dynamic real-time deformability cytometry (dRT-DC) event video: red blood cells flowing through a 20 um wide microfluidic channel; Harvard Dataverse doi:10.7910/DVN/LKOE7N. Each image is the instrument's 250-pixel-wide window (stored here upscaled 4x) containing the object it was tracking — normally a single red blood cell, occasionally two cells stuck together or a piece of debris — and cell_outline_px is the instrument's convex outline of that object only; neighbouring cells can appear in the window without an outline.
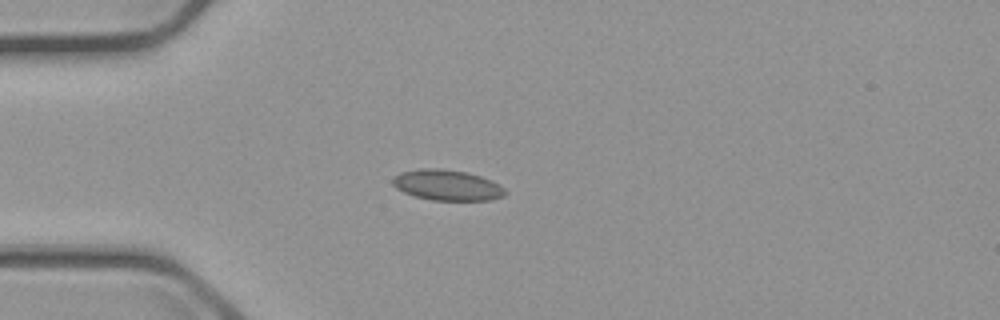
{"species": "common noctule bat (a hibernating species)", "species_latin": "Nyctalus noctula", "temperature_condition": "cold", "stored_images_in_passage": 5, "camera_frame_rate_fps": 3000, "um_per_image_px": 0.085, "animal": {"sex": "male", "body_mass_g": 23.1, "forearm_length_mm": 52.7}, "frame": {"image": 1, "passage_image": 2, "time_ms": 1.333, "image_size_px": [1000, 320], "cell_outline_px": [[508, 192], [504, 196], [492, 200], [432, 200], [416, 196], [404, 192], [396, 188], [392, 184], [392, 176], [400, 172], [420, 168], [440, 168], [468, 172], [492, 180], [504, 188]], "centroid_in_image_um": [38.01, 15.72], "position_along_channel_um": 47.0, "area_um2": 20.29}}
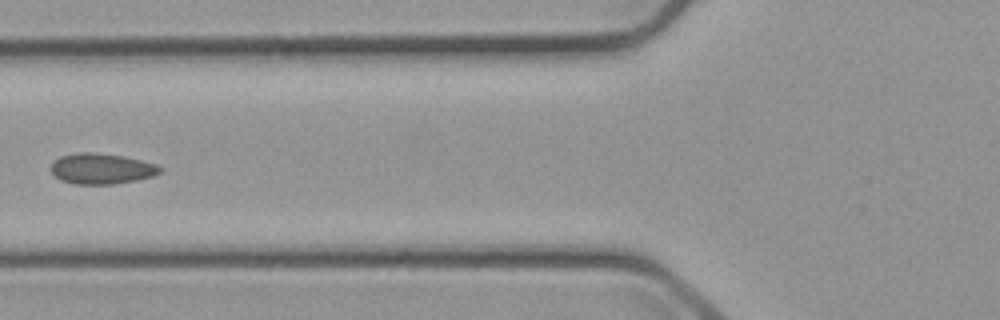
{"frame": {"image": 2, "passage_image": 4, "time_ms": 3.667, "image_size_px": [1000, 320], "cell_outline_px": [[164, 168], [160, 172], [152, 176], [136, 180], [112, 184], [76, 184], [60, 180], [52, 172], [52, 164], [60, 156], [76, 152], [92, 152], [124, 156], [156, 164]], "centroid_in_image_um": [8.64, 14.33], "position_along_channel_um": 117.2, "area_um2": 19.36}}
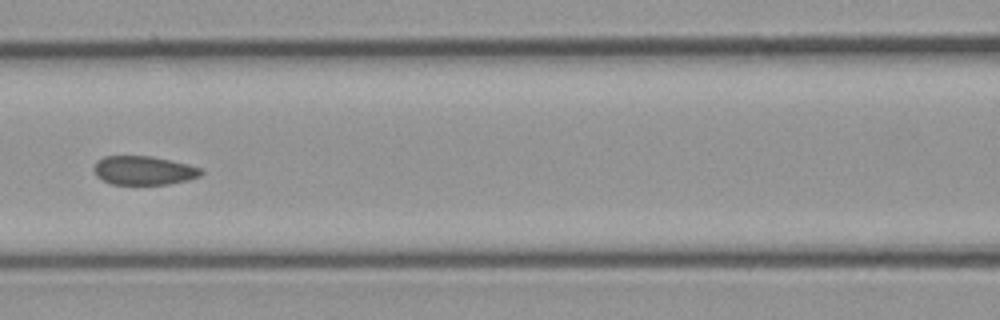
{"frame": {"image": 3, "passage_image": 5, "time_ms": 4.667, "image_size_px": [1000, 320], "cell_outline_px": [[204, 172], [200, 176], [188, 180], [168, 184], [112, 184], [96, 176], [92, 168], [96, 160], [104, 156], [152, 156], [188, 164], [200, 168]], "centroid_in_image_um": [12.19, 14.48], "position_along_channel_um": 154.4, "area_um2": 18.09}}